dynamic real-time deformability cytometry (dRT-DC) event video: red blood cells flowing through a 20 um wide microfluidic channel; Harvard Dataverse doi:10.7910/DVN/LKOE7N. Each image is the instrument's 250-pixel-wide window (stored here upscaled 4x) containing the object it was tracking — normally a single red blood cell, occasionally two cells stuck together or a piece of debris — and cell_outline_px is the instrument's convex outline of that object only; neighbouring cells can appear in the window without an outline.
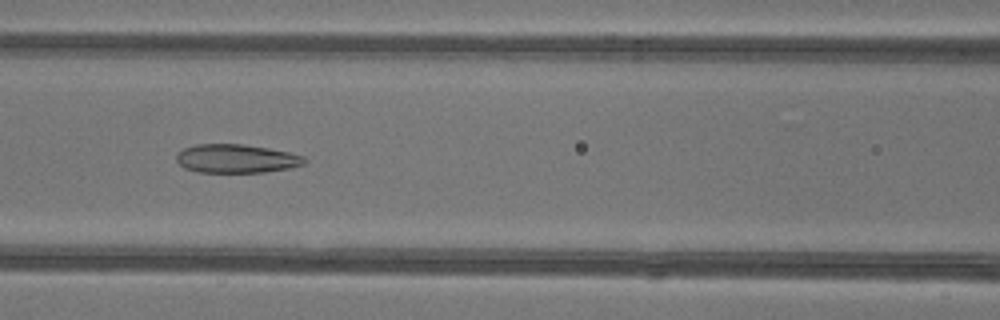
{"species": "common noctule bat (a hibernating species)", "species_latin": "Nyctalus noctula", "temperature_condition": "warm", "stored_images_in_passage": 49, "camera_frame_rate_fps": 3000, "um_per_image_px": 0.085, "animal": {"sex": "female"}, "frame": {"image": 1, "passage_image": 23, "time_ms": 7.333, "image_size_px": [1000, 320], "cell_outline_px": [[308, 160], [304, 164], [288, 168], [264, 172], [200, 172], [184, 168], [176, 160], [176, 152], [184, 148], [196, 144], [244, 144], [268, 148], [288, 152], [304, 156]], "centroid_in_image_um": [20.07, 13.47], "position_along_channel_um": 146.5, "area_um2": 21.39}}
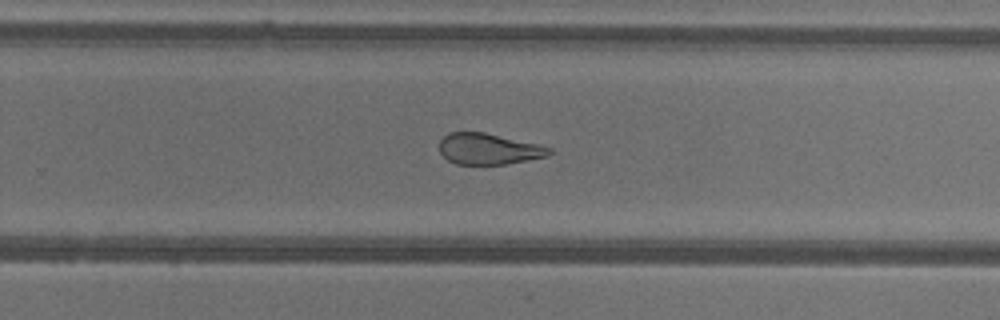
{"frame": {"image": 2, "passage_image": 33, "time_ms": 10.667, "image_size_px": [1000, 320], "cell_outline_px": [[552, 152], [548, 156], [504, 164], [456, 164], [448, 160], [440, 152], [440, 140], [448, 132], [484, 132], [540, 144], [552, 148]], "centroid_in_image_um": [41.55, 12.65], "position_along_channel_um": 288.3, "area_um2": 19.88}}
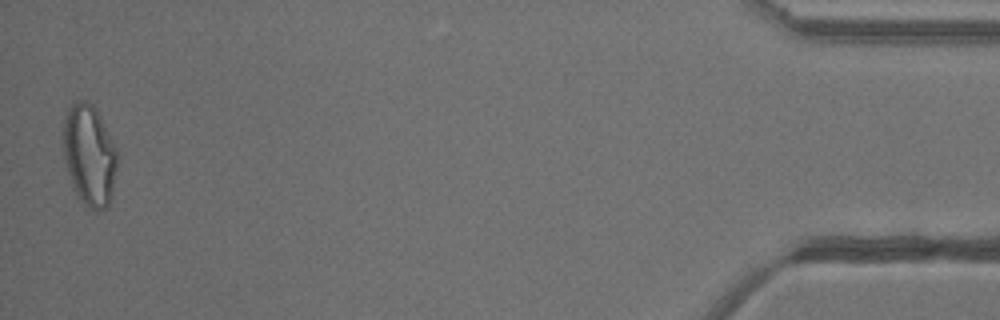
{"frame": {"image": 3, "passage_image": 49, "time_ms": 16.0, "image_size_px": [1000, 320], "cell_outline_px": [[116, 168], [112, 192], [108, 208], [100, 212], [96, 212], [84, 204], [80, 200], [72, 188], [64, 156], [64, 124], [68, 108], [76, 100], [84, 100], [92, 104], [96, 108], [116, 148]], "centroid_in_image_um": [7.6, 13.23], "position_along_channel_um": 427.6, "area_um2": 31.67}, "authors_computed_cell_mechanics": {"area_um2": 26.1256, "velocity_mm_per_s": 4.268, "shape_relaxation_time_tau1_ms": null, "shape_relaxation_time_tau2_ms": 2.323, "deformation_change_tau1": null, "deformation_change_tau2": 0.1087}}